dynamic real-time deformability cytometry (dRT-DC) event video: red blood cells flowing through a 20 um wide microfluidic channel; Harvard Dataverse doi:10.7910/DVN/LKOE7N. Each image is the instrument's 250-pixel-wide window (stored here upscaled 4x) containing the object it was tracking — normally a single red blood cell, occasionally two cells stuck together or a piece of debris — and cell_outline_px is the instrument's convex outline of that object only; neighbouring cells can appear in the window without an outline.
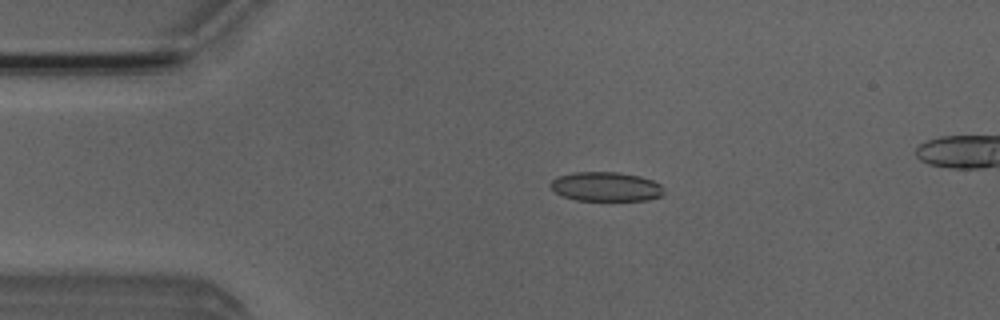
{"species": "Egyptian fruit bat (a non-hibernating species)", "species_latin": "Rousettus aegyptiacus", "temperature_condition": "room temperature", "stored_images_in_passage": 4, "camera_frame_rate_fps": 3000, "um_per_image_px": 0.085, "animal": {"sex": "male"}, "frame": {"image": 1, "passage_image": 3, "time_ms": 2.333, "image_size_px": [1000, 320], "cell_outline_px": [[664, 196], [648, 200], [576, 200], [564, 196], [556, 192], [548, 184], [556, 176], [572, 172], [616, 172], [640, 176], [652, 180], [660, 184], [664, 188]], "centroid_in_image_um": [51.52, 15.86], "position_along_channel_um": 33.5, "area_um2": 19.48}}